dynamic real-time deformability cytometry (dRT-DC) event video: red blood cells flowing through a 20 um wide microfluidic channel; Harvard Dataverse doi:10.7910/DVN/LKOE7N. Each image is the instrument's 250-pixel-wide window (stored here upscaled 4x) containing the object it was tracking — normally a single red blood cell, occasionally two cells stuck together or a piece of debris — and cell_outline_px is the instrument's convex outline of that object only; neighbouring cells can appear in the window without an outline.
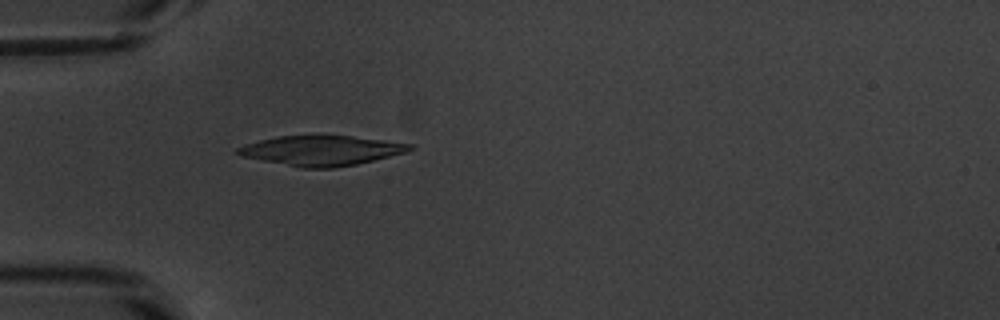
{"species": "common noctule bat (a hibernating species)", "species_latin": "Nyctalus noctula", "temperature_condition": "warm", "stored_images_in_passage": 23, "camera_frame_rate_fps": 3000, "um_per_image_px": 0.085, "animal": {"sex": "male", "body_mass_g": 20.1, "forearm_length_mm": 53.5}, "frame": {"image": 1, "passage_image": 3, "time_ms": 0.667, "image_size_px": [1000, 320], "cell_outline_px": [[416, 148], [404, 152], [356, 164], [332, 168], [300, 168], [240, 156], [236, 152], [236, 148], [244, 144], [276, 136], [352, 136], [416, 144]], "centroid_in_image_um": [27.29, 12.8], "position_along_channel_um": 57.7, "area_um2": 29.88}}
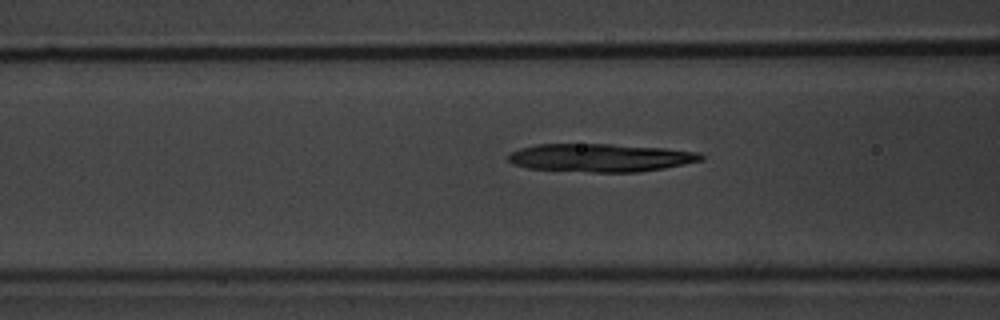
{"frame": {"image": 2, "passage_image": 8, "time_ms": 2.333, "image_size_px": [1000, 320], "cell_outline_px": [[704, 160], [664, 168], [640, 172], [592, 172], [528, 168], [512, 164], [508, 160], [508, 156], [512, 152], [520, 148], [536, 144], [612, 144], [664, 148], [700, 152], [704, 156]], "centroid_in_image_um": [51.06, 13.4], "position_along_channel_um": 115.5, "area_um2": 31.62}}
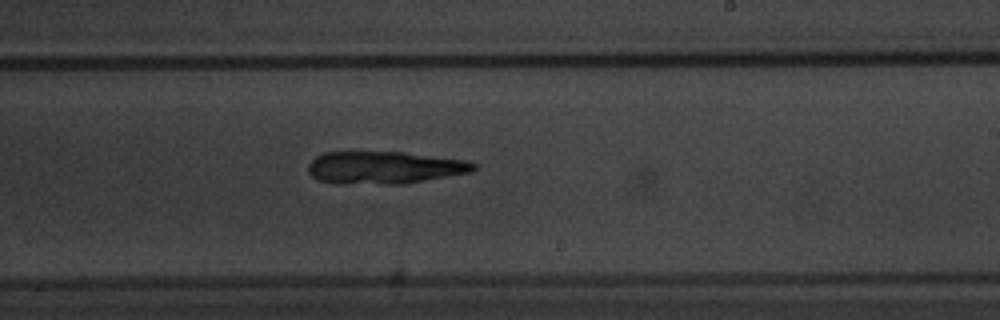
{"frame": {"image": 3, "passage_image": 19, "time_ms": 6.0, "image_size_px": [1000, 320], "cell_outline_px": [[476, 168], [472, 172], [404, 184], [336, 184], [316, 180], [308, 172], [308, 164], [316, 156], [324, 152], [404, 152], [468, 160], [476, 164]], "centroid_in_image_um": [32.66, 14.25], "position_along_channel_um": 256.3, "area_um2": 31.73}}